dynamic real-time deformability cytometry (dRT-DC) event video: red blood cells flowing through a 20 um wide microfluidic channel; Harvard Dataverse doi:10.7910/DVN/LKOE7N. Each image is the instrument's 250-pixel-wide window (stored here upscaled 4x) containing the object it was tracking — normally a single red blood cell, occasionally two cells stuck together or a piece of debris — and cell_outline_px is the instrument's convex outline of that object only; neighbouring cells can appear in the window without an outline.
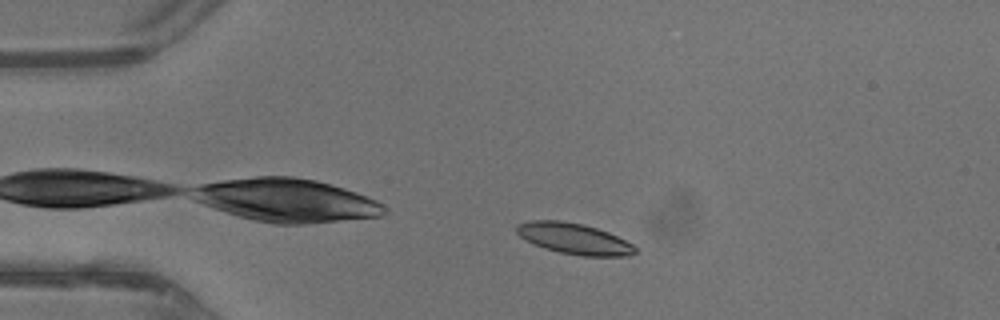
{"species": "common noctule bat (a hibernating species)", "species_latin": "Nyctalus noctula", "temperature_condition": "warm", "stored_images_in_passage": 36, "camera_frame_rate_fps": 3000, "um_per_image_px": 0.085, "animal": {"sex": "male", "body_mass_g": 13.3}, "frame": {"image": 1, "passage_image": 2, "time_ms": 0.333, "image_size_px": [1000, 320], "cell_outline_px": [[636, 252], [628, 256], [584, 256], [560, 252], [544, 248], [520, 236], [516, 232], [516, 224], [532, 220], [560, 220], [584, 224], [608, 232], [632, 244], [636, 248]], "centroid_in_image_um": [48.79, 20.28], "position_along_channel_um": 36.2, "area_um2": 21.15}}
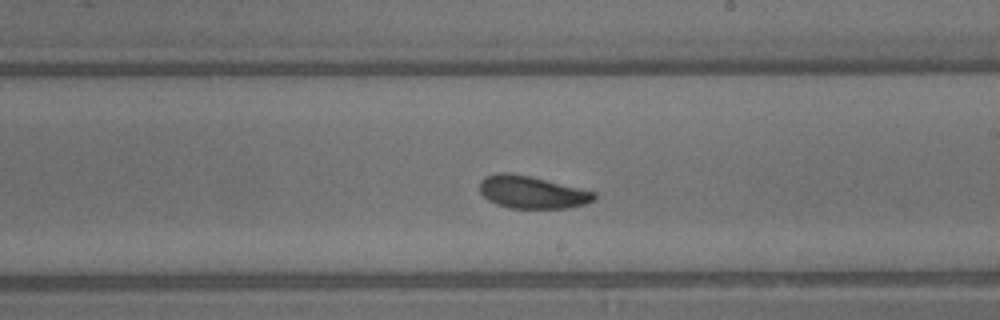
{"frame": {"image": 2, "passage_image": 18, "time_ms": 5.667, "image_size_px": [1000, 320], "cell_outline_px": [[596, 200], [584, 204], [568, 208], [508, 208], [496, 204], [488, 200], [480, 192], [480, 180], [484, 176], [496, 172], [508, 172], [528, 176], [596, 192]], "centroid_in_image_um": [45.18, 16.34], "position_along_channel_um": 243.8, "area_um2": 21.68}}
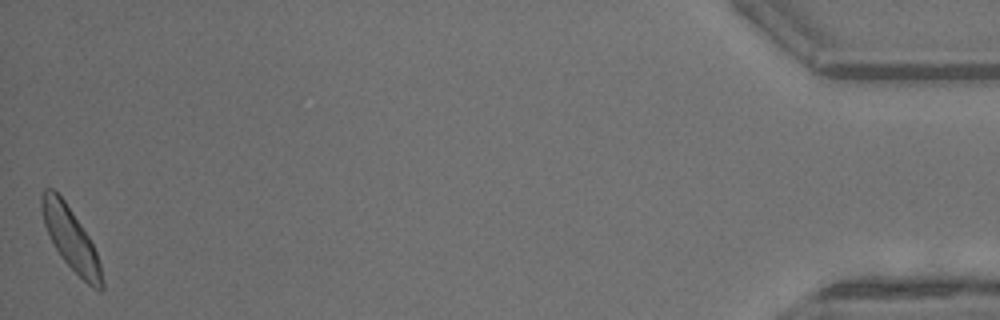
{"frame": {"image": 3, "passage_image": 36, "time_ms": 11.667, "image_size_px": [1000, 320], "cell_outline_px": [[104, 288], [100, 292], [92, 288], [60, 256], [44, 224], [40, 208], [40, 196], [44, 188], [52, 188], [64, 200], [88, 236], [96, 252], [100, 264], [104, 284]], "centroid_in_image_um": [6.01, 20.29], "position_along_channel_um": 429.2, "area_um2": 21.5}, "authors_computed_cell_mechanics": {"area_um2": 21.6172, "velocity_mm_per_s": 4.7208, "shape_relaxation_time_tau1_ms": 1.8554, "shape_relaxation_time_tau2_ms": 3.1038, "deformation_change_tau1": 0.0991, "deformation_change_tau2": 0.0992}}